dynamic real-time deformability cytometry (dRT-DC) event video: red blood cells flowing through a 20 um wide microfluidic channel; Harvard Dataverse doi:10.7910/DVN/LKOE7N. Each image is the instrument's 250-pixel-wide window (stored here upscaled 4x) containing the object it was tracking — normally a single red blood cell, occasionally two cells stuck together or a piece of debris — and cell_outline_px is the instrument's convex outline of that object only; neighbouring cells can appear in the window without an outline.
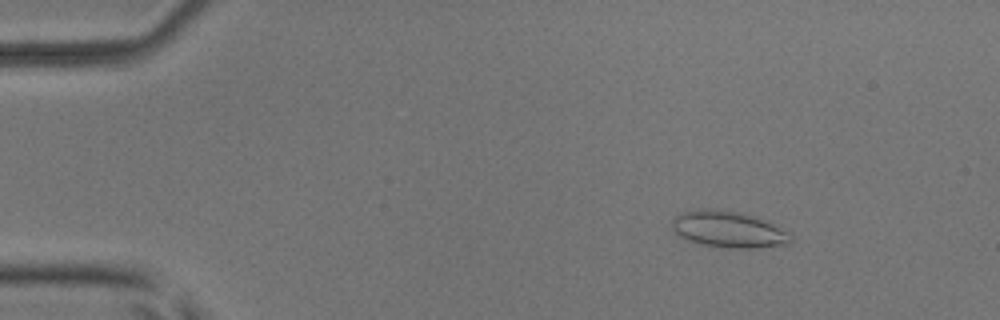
{"species": "common noctule bat (a hibernating species)", "species_latin": "Nyctalus noctula", "temperature_condition": "room temperature", "stored_images_in_passage": 53, "camera_frame_rate_fps": 3000, "um_per_image_px": 0.085, "animal": {"sex": "male", "body_mass_g": 17.9, "forearm_length_mm": 54.2}, "frame": {"image": 1, "passage_image": 8, "time_ms": 2.333, "image_size_px": [1000, 320], "cell_outline_px": [[792, 240], [788, 244], [756, 248], [724, 248], [700, 244], [688, 240], [680, 236], [672, 228], [672, 220], [676, 216], [684, 212], [696, 208], [716, 208], [744, 212], [792, 232]], "centroid_in_image_um": [61.94, 19.49], "position_along_channel_um": 23.1, "area_um2": 25.61}}
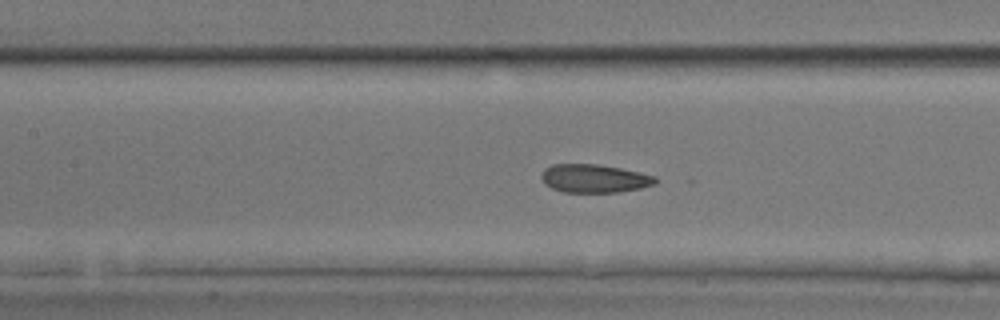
{"frame": {"image": 2, "passage_image": 25, "time_ms": 8.0, "image_size_px": [1000, 320], "cell_outline_px": [[656, 184], [640, 188], [620, 192], [564, 192], [552, 188], [544, 184], [540, 176], [544, 168], [552, 164], [596, 164], [620, 168], [640, 172], [656, 176]], "centroid_in_image_um": [50.5, 15.17], "position_along_channel_um": 156.9, "area_um2": 18.9}}
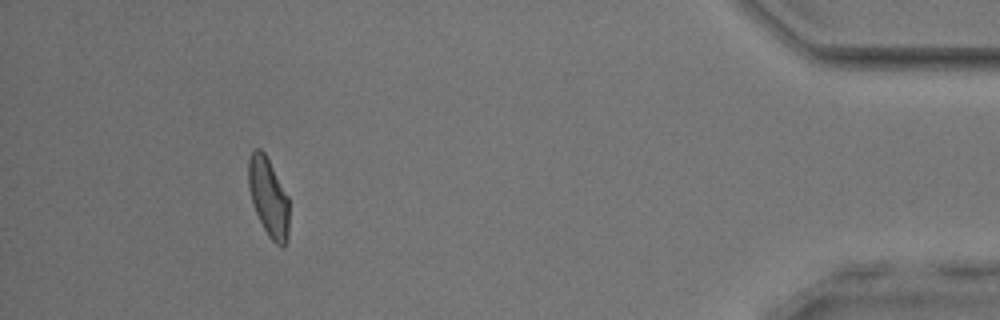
{"frame": {"image": 3, "passage_image": 49, "time_ms": 16.0, "image_size_px": [1000, 320], "cell_outline_px": [[288, 240], [284, 244], [276, 244], [268, 236], [252, 204], [248, 188], [248, 160], [252, 152], [256, 148], [260, 148], [264, 152], [288, 196]], "centroid_in_image_um": [22.8, 16.74], "position_along_channel_um": 412.4, "area_um2": 18.44}, "authors_computed_cell_mechanics": {"area_um2": 19.363, "velocity_mm_per_s": 3.923, "shape_relaxation_time_tau1_ms": 7.1612, "shape_relaxation_time_tau2_ms": 2.4106, "deformation_change_tau1": 0.129, "deformation_change_tau2": 0.0861}}